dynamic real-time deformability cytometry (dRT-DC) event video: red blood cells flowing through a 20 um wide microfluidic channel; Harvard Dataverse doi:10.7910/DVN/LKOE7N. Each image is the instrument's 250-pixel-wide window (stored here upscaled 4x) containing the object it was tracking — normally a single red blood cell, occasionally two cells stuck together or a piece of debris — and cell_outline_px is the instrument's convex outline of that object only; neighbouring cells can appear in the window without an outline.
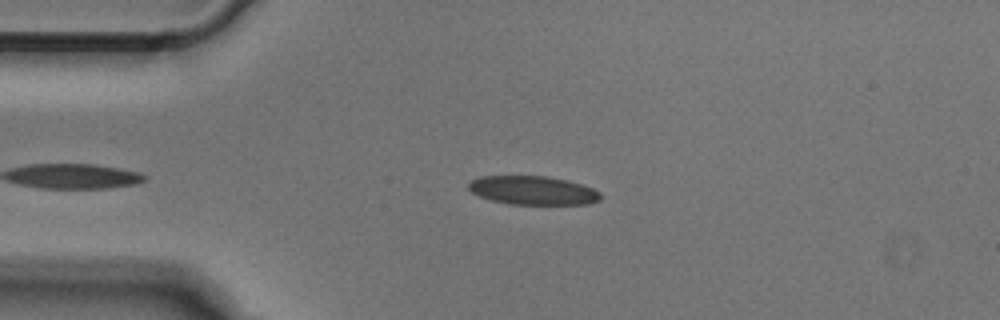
{"species": "Egyptian fruit bat (a non-hibernating species)", "species_latin": "Rousettus aegyptiacus", "temperature_condition": "cold", "stored_images_in_passage": 38, "camera_frame_rate_fps": 3000, "um_per_image_px": 0.085, "animal": {"sex": "male"}, "frame": {"image": 1, "passage_image": 3, "time_ms": 0.667, "image_size_px": [1000, 320], "cell_outline_px": [[604, 196], [600, 200], [588, 204], [508, 204], [492, 200], [480, 196], [472, 192], [468, 188], [468, 184], [472, 180], [480, 176], [548, 176], [568, 180], [592, 188], [600, 192]], "centroid_in_image_um": [45.33, 16.18], "position_along_channel_um": 39.7, "area_um2": 22.14}}
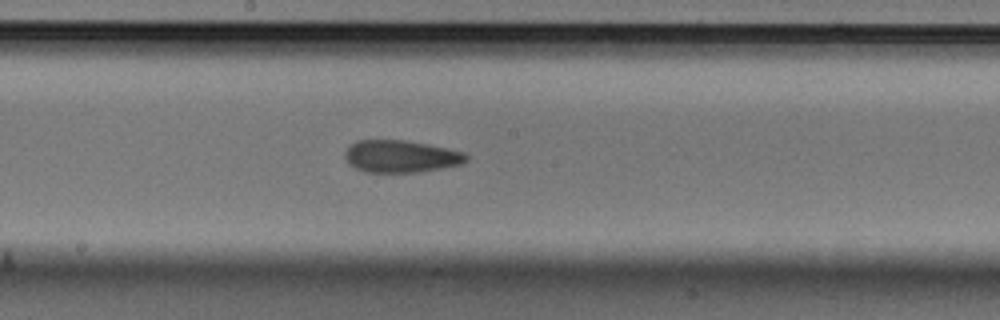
{"frame": {"image": 2, "passage_image": 18, "time_ms": 5.667, "image_size_px": [1000, 320], "cell_outline_px": [[468, 160], [464, 164], [420, 172], [364, 172], [348, 164], [344, 156], [344, 152], [356, 140], [404, 140], [428, 144], [448, 148], [464, 152], [468, 156]], "centroid_in_image_um": [34.09, 13.29], "position_along_channel_um": 214.1, "area_um2": 23.0}}
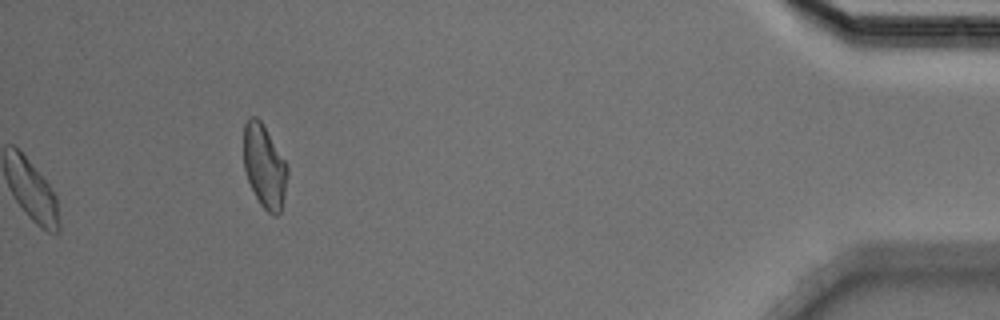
{"frame": {"image": 3, "passage_image": 38, "time_ms": 12.333, "image_size_px": [1000, 320], "cell_outline_px": [[288, 176], [284, 196], [280, 212], [276, 216], [272, 216], [260, 204], [248, 180], [244, 168], [244, 124], [252, 116], [256, 116], [260, 120], [284, 160], [288, 168]], "centroid_in_image_um": [22.47, 14.16], "position_along_channel_um": 412.7, "area_um2": 20.87}}